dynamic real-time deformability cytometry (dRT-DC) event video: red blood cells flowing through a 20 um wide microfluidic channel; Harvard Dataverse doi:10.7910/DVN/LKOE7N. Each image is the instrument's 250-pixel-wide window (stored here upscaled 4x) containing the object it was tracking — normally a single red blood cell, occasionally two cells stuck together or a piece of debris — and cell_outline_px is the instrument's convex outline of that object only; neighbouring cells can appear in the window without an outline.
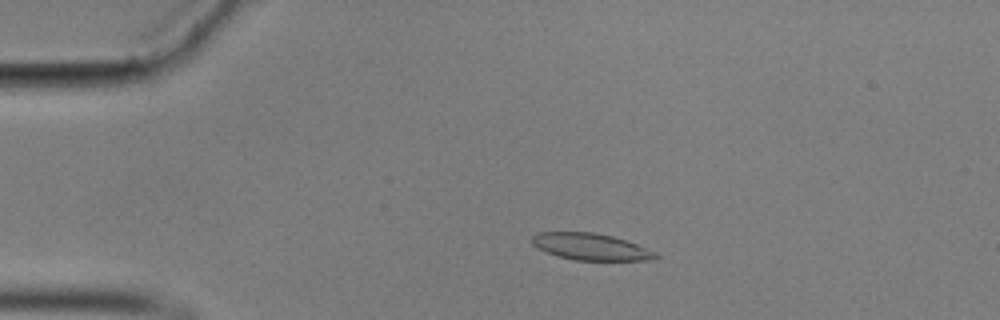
{"species": "common noctule bat (a hibernating species)", "species_latin": "Nyctalus noctula", "temperature_condition": "cold", "stored_images_in_passage": 55, "camera_frame_rate_fps": 3000, "um_per_image_px": 0.085, "animal": {"sex": "male", "body_mass_g": 17.9}, "frame": {"image": 1, "passage_image": 10, "time_ms": 3.0, "image_size_px": [1000, 320], "cell_outline_px": [[660, 256], [648, 260], [576, 260], [560, 256], [536, 248], [532, 244], [532, 236], [536, 232], [596, 232], [612, 236], [636, 244], [656, 252]], "centroid_in_image_um": [50.19, 20.96], "position_along_channel_um": 34.8, "area_um2": 19.07}}
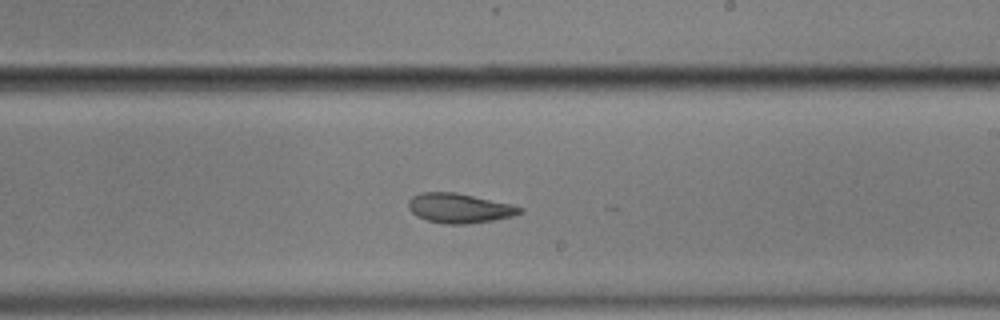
{"frame": {"image": 2, "passage_image": 32, "time_ms": 10.333, "image_size_px": [1000, 320], "cell_outline_px": [[524, 212], [512, 216], [492, 220], [464, 224], [444, 224], [428, 220], [416, 216], [408, 208], [408, 200], [412, 196], [420, 192], [456, 192], [512, 204], [524, 208]], "centroid_in_image_um": [39.04, 17.68], "position_along_channel_um": 250.0, "area_um2": 19.31}}
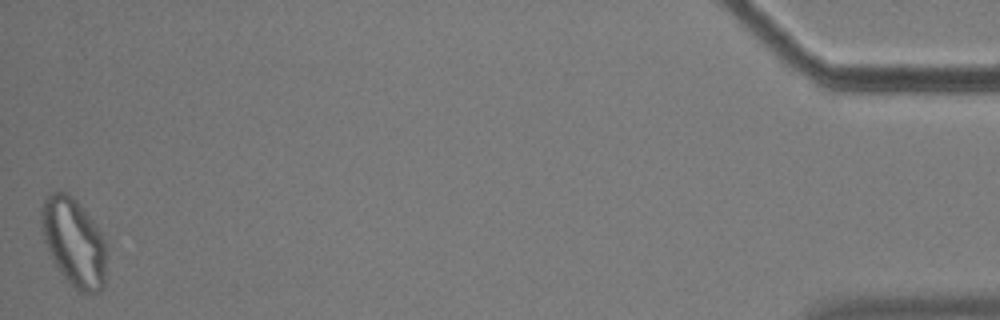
{"frame": {"image": 3, "passage_image": 55, "time_ms": 18.0, "image_size_px": [1000, 320], "cell_outline_px": [[104, 284], [100, 292], [92, 296], [80, 292], [64, 276], [52, 260], [44, 240], [40, 224], [40, 208], [48, 192], [60, 188], [76, 200], [92, 220], [100, 232], [104, 240]], "centroid_in_image_um": [6.23, 20.55], "position_along_channel_um": 429.0, "area_um2": 33.41}, "authors_computed_cell_mechanics": {"area_um2": 20.0566, "velocity_mm_per_s": 3.4922, "shape_relaxation_time_tau1_ms": 8.1886, "shape_relaxation_time_tau2_ms": 4.3897, "deformation_change_tau1": 0.1881, "deformation_change_tau2": 0.0978}}